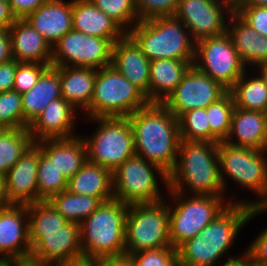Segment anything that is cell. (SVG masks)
<instances>
[{"instance_id":"9f6ffc18","label":"cell","mask_w":267,"mask_h":266,"mask_svg":"<svg viewBox=\"0 0 267 266\" xmlns=\"http://www.w3.org/2000/svg\"><path fill=\"white\" fill-rule=\"evenodd\" d=\"M0 266H17L14 262H11L9 260H2L0 262Z\"/></svg>"},{"instance_id":"83f0119b","label":"cell","mask_w":267,"mask_h":266,"mask_svg":"<svg viewBox=\"0 0 267 266\" xmlns=\"http://www.w3.org/2000/svg\"><path fill=\"white\" fill-rule=\"evenodd\" d=\"M194 60L159 59L150 61L149 103H163L193 65Z\"/></svg>"},{"instance_id":"b9f144b4","label":"cell","mask_w":267,"mask_h":266,"mask_svg":"<svg viewBox=\"0 0 267 266\" xmlns=\"http://www.w3.org/2000/svg\"><path fill=\"white\" fill-rule=\"evenodd\" d=\"M52 65L18 62L13 90L23 94L32 89L41 75Z\"/></svg>"},{"instance_id":"d6986e66","label":"cell","mask_w":267,"mask_h":266,"mask_svg":"<svg viewBox=\"0 0 267 266\" xmlns=\"http://www.w3.org/2000/svg\"><path fill=\"white\" fill-rule=\"evenodd\" d=\"M39 147L33 143L15 165L5 173L10 205L28 206L38 201Z\"/></svg>"},{"instance_id":"8992f818","label":"cell","mask_w":267,"mask_h":266,"mask_svg":"<svg viewBox=\"0 0 267 266\" xmlns=\"http://www.w3.org/2000/svg\"><path fill=\"white\" fill-rule=\"evenodd\" d=\"M166 192L170 243L176 250L231 204L226 196L181 194L170 189Z\"/></svg>"},{"instance_id":"e0dca14e","label":"cell","mask_w":267,"mask_h":266,"mask_svg":"<svg viewBox=\"0 0 267 266\" xmlns=\"http://www.w3.org/2000/svg\"><path fill=\"white\" fill-rule=\"evenodd\" d=\"M28 211L25 205L0 209V256L17 266H27L31 255Z\"/></svg>"},{"instance_id":"c3c4849f","label":"cell","mask_w":267,"mask_h":266,"mask_svg":"<svg viewBox=\"0 0 267 266\" xmlns=\"http://www.w3.org/2000/svg\"><path fill=\"white\" fill-rule=\"evenodd\" d=\"M13 59L9 29L0 28V64Z\"/></svg>"},{"instance_id":"4dcf8cb0","label":"cell","mask_w":267,"mask_h":266,"mask_svg":"<svg viewBox=\"0 0 267 266\" xmlns=\"http://www.w3.org/2000/svg\"><path fill=\"white\" fill-rule=\"evenodd\" d=\"M230 92L235 107L267 113V86L253 69H247Z\"/></svg>"},{"instance_id":"ac0fdd59","label":"cell","mask_w":267,"mask_h":266,"mask_svg":"<svg viewBox=\"0 0 267 266\" xmlns=\"http://www.w3.org/2000/svg\"><path fill=\"white\" fill-rule=\"evenodd\" d=\"M79 113L62 97L52 101L28 128L33 142L79 135Z\"/></svg>"},{"instance_id":"d4e9b609","label":"cell","mask_w":267,"mask_h":266,"mask_svg":"<svg viewBox=\"0 0 267 266\" xmlns=\"http://www.w3.org/2000/svg\"><path fill=\"white\" fill-rule=\"evenodd\" d=\"M73 29L108 39L112 44L127 33L90 0H72Z\"/></svg>"},{"instance_id":"d590c367","label":"cell","mask_w":267,"mask_h":266,"mask_svg":"<svg viewBox=\"0 0 267 266\" xmlns=\"http://www.w3.org/2000/svg\"><path fill=\"white\" fill-rule=\"evenodd\" d=\"M29 231L60 230L68 221L48 200L34 202L27 206Z\"/></svg>"},{"instance_id":"484cf974","label":"cell","mask_w":267,"mask_h":266,"mask_svg":"<svg viewBox=\"0 0 267 266\" xmlns=\"http://www.w3.org/2000/svg\"><path fill=\"white\" fill-rule=\"evenodd\" d=\"M227 34L247 69L267 62V37L251 28L235 12L229 19Z\"/></svg>"},{"instance_id":"d6a6232c","label":"cell","mask_w":267,"mask_h":266,"mask_svg":"<svg viewBox=\"0 0 267 266\" xmlns=\"http://www.w3.org/2000/svg\"><path fill=\"white\" fill-rule=\"evenodd\" d=\"M29 129L4 128L0 130V173L11 169L33 144Z\"/></svg>"},{"instance_id":"9a60e30c","label":"cell","mask_w":267,"mask_h":266,"mask_svg":"<svg viewBox=\"0 0 267 266\" xmlns=\"http://www.w3.org/2000/svg\"><path fill=\"white\" fill-rule=\"evenodd\" d=\"M235 7L226 0H179L175 16L197 42L227 32Z\"/></svg>"},{"instance_id":"f1b7e54d","label":"cell","mask_w":267,"mask_h":266,"mask_svg":"<svg viewBox=\"0 0 267 266\" xmlns=\"http://www.w3.org/2000/svg\"><path fill=\"white\" fill-rule=\"evenodd\" d=\"M97 69L59 66L61 94L81 115L88 109L93 94Z\"/></svg>"},{"instance_id":"603a6c76","label":"cell","mask_w":267,"mask_h":266,"mask_svg":"<svg viewBox=\"0 0 267 266\" xmlns=\"http://www.w3.org/2000/svg\"><path fill=\"white\" fill-rule=\"evenodd\" d=\"M9 32L13 58L17 62L51 65L52 47L25 19H16Z\"/></svg>"},{"instance_id":"681fc988","label":"cell","mask_w":267,"mask_h":266,"mask_svg":"<svg viewBox=\"0 0 267 266\" xmlns=\"http://www.w3.org/2000/svg\"><path fill=\"white\" fill-rule=\"evenodd\" d=\"M16 21L8 2L0 1V28L9 29Z\"/></svg>"},{"instance_id":"f546056e","label":"cell","mask_w":267,"mask_h":266,"mask_svg":"<svg viewBox=\"0 0 267 266\" xmlns=\"http://www.w3.org/2000/svg\"><path fill=\"white\" fill-rule=\"evenodd\" d=\"M112 172L99 164L86 161L67 181V190L77 195L99 198L102 202L114 199Z\"/></svg>"},{"instance_id":"4fadbf2b","label":"cell","mask_w":267,"mask_h":266,"mask_svg":"<svg viewBox=\"0 0 267 266\" xmlns=\"http://www.w3.org/2000/svg\"><path fill=\"white\" fill-rule=\"evenodd\" d=\"M112 43L108 39L72 29L52 46V66L99 69L111 64Z\"/></svg>"},{"instance_id":"e575fe53","label":"cell","mask_w":267,"mask_h":266,"mask_svg":"<svg viewBox=\"0 0 267 266\" xmlns=\"http://www.w3.org/2000/svg\"><path fill=\"white\" fill-rule=\"evenodd\" d=\"M38 201L49 200L53 195L67 190V180L39 149Z\"/></svg>"},{"instance_id":"30bf717a","label":"cell","mask_w":267,"mask_h":266,"mask_svg":"<svg viewBox=\"0 0 267 266\" xmlns=\"http://www.w3.org/2000/svg\"><path fill=\"white\" fill-rule=\"evenodd\" d=\"M148 103L146 96L110 64L97 69L94 94L82 117H129Z\"/></svg>"},{"instance_id":"60d3db41","label":"cell","mask_w":267,"mask_h":266,"mask_svg":"<svg viewBox=\"0 0 267 266\" xmlns=\"http://www.w3.org/2000/svg\"><path fill=\"white\" fill-rule=\"evenodd\" d=\"M179 0H136L139 21L175 16Z\"/></svg>"},{"instance_id":"11a10c76","label":"cell","mask_w":267,"mask_h":266,"mask_svg":"<svg viewBox=\"0 0 267 266\" xmlns=\"http://www.w3.org/2000/svg\"><path fill=\"white\" fill-rule=\"evenodd\" d=\"M237 5H252L259 7H267V0H243Z\"/></svg>"},{"instance_id":"db71d44e","label":"cell","mask_w":267,"mask_h":266,"mask_svg":"<svg viewBox=\"0 0 267 266\" xmlns=\"http://www.w3.org/2000/svg\"><path fill=\"white\" fill-rule=\"evenodd\" d=\"M253 69H255L254 71L261 77L267 86V62L261 63Z\"/></svg>"},{"instance_id":"f35d334b","label":"cell","mask_w":267,"mask_h":266,"mask_svg":"<svg viewBox=\"0 0 267 266\" xmlns=\"http://www.w3.org/2000/svg\"><path fill=\"white\" fill-rule=\"evenodd\" d=\"M0 128H23L22 94L16 90L0 93Z\"/></svg>"},{"instance_id":"74e56055","label":"cell","mask_w":267,"mask_h":266,"mask_svg":"<svg viewBox=\"0 0 267 266\" xmlns=\"http://www.w3.org/2000/svg\"><path fill=\"white\" fill-rule=\"evenodd\" d=\"M90 1L114 20L126 33L139 21L136 12V0Z\"/></svg>"},{"instance_id":"ee69618b","label":"cell","mask_w":267,"mask_h":266,"mask_svg":"<svg viewBox=\"0 0 267 266\" xmlns=\"http://www.w3.org/2000/svg\"><path fill=\"white\" fill-rule=\"evenodd\" d=\"M245 248V253L256 266L267 265V226Z\"/></svg>"},{"instance_id":"7bdbcfd3","label":"cell","mask_w":267,"mask_h":266,"mask_svg":"<svg viewBox=\"0 0 267 266\" xmlns=\"http://www.w3.org/2000/svg\"><path fill=\"white\" fill-rule=\"evenodd\" d=\"M235 13L260 35L267 37V7L236 5Z\"/></svg>"},{"instance_id":"4316f807","label":"cell","mask_w":267,"mask_h":266,"mask_svg":"<svg viewBox=\"0 0 267 266\" xmlns=\"http://www.w3.org/2000/svg\"><path fill=\"white\" fill-rule=\"evenodd\" d=\"M61 97L59 66H50L35 86L22 94L23 129H28L52 101Z\"/></svg>"},{"instance_id":"9c48e42d","label":"cell","mask_w":267,"mask_h":266,"mask_svg":"<svg viewBox=\"0 0 267 266\" xmlns=\"http://www.w3.org/2000/svg\"><path fill=\"white\" fill-rule=\"evenodd\" d=\"M112 178L114 199L127 205L161 202L167 194L161 189H169L168 174L158 165L137 155L113 171Z\"/></svg>"},{"instance_id":"ffe728a7","label":"cell","mask_w":267,"mask_h":266,"mask_svg":"<svg viewBox=\"0 0 267 266\" xmlns=\"http://www.w3.org/2000/svg\"><path fill=\"white\" fill-rule=\"evenodd\" d=\"M111 65L136 86L148 100L150 60L128 34L113 43Z\"/></svg>"},{"instance_id":"1f68e13d","label":"cell","mask_w":267,"mask_h":266,"mask_svg":"<svg viewBox=\"0 0 267 266\" xmlns=\"http://www.w3.org/2000/svg\"><path fill=\"white\" fill-rule=\"evenodd\" d=\"M48 201L68 222L79 225L103 203L97 197L77 195L68 190L53 195Z\"/></svg>"},{"instance_id":"ab89813d","label":"cell","mask_w":267,"mask_h":266,"mask_svg":"<svg viewBox=\"0 0 267 266\" xmlns=\"http://www.w3.org/2000/svg\"><path fill=\"white\" fill-rule=\"evenodd\" d=\"M131 257L135 266H179L178 253L173 247L144 250Z\"/></svg>"},{"instance_id":"3957f363","label":"cell","mask_w":267,"mask_h":266,"mask_svg":"<svg viewBox=\"0 0 267 266\" xmlns=\"http://www.w3.org/2000/svg\"><path fill=\"white\" fill-rule=\"evenodd\" d=\"M219 143L180 140L168 188L181 194L226 196L220 177Z\"/></svg>"},{"instance_id":"7a4b0ae2","label":"cell","mask_w":267,"mask_h":266,"mask_svg":"<svg viewBox=\"0 0 267 266\" xmlns=\"http://www.w3.org/2000/svg\"><path fill=\"white\" fill-rule=\"evenodd\" d=\"M128 119L136 155L169 174L176 165L181 140L178 119L162 103H148Z\"/></svg>"},{"instance_id":"8fae6325","label":"cell","mask_w":267,"mask_h":266,"mask_svg":"<svg viewBox=\"0 0 267 266\" xmlns=\"http://www.w3.org/2000/svg\"><path fill=\"white\" fill-rule=\"evenodd\" d=\"M172 247L169 205L165 199L152 204L129 205L125 228V253Z\"/></svg>"},{"instance_id":"816d5d0a","label":"cell","mask_w":267,"mask_h":266,"mask_svg":"<svg viewBox=\"0 0 267 266\" xmlns=\"http://www.w3.org/2000/svg\"><path fill=\"white\" fill-rule=\"evenodd\" d=\"M240 251V254H237L238 257L225 261L218 266H256L250 259V257L245 253V249Z\"/></svg>"},{"instance_id":"2e32d148","label":"cell","mask_w":267,"mask_h":266,"mask_svg":"<svg viewBox=\"0 0 267 266\" xmlns=\"http://www.w3.org/2000/svg\"><path fill=\"white\" fill-rule=\"evenodd\" d=\"M228 90L192 65L175 91L162 103L178 119L186 111L206 108Z\"/></svg>"},{"instance_id":"6da1fadb","label":"cell","mask_w":267,"mask_h":266,"mask_svg":"<svg viewBox=\"0 0 267 266\" xmlns=\"http://www.w3.org/2000/svg\"><path fill=\"white\" fill-rule=\"evenodd\" d=\"M264 212L267 208L231 203L194 238L177 249L179 266H218L238 257L232 253L226 255L239 239L243 227Z\"/></svg>"},{"instance_id":"8d00e7d4","label":"cell","mask_w":267,"mask_h":266,"mask_svg":"<svg viewBox=\"0 0 267 266\" xmlns=\"http://www.w3.org/2000/svg\"><path fill=\"white\" fill-rule=\"evenodd\" d=\"M181 140L211 142V131L205 108L186 111L179 118Z\"/></svg>"},{"instance_id":"5bb4252c","label":"cell","mask_w":267,"mask_h":266,"mask_svg":"<svg viewBox=\"0 0 267 266\" xmlns=\"http://www.w3.org/2000/svg\"><path fill=\"white\" fill-rule=\"evenodd\" d=\"M31 255L27 266H56L83 255L80 225L68 222L60 230L29 231Z\"/></svg>"},{"instance_id":"5b68a950","label":"cell","mask_w":267,"mask_h":266,"mask_svg":"<svg viewBox=\"0 0 267 266\" xmlns=\"http://www.w3.org/2000/svg\"><path fill=\"white\" fill-rule=\"evenodd\" d=\"M150 60H194L196 41L176 16L138 21L127 33Z\"/></svg>"},{"instance_id":"bcb514c9","label":"cell","mask_w":267,"mask_h":266,"mask_svg":"<svg viewBox=\"0 0 267 266\" xmlns=\"http://www.w3.org/2000/svg\"><path fill=\"white\" fill-rule=\"evenodd\" d=\"M17 64L15 59L0 64V93L13 90Z\"/></svg>"},{"instance_id":"f6af8a7d","label":"cell","mask_w":267,"mask_h":266,"mask_svg":"<svg viewBox=\"0 0 267 266\" xmlns=\"http://www.w3.org/2000/svg\"><path fill=\"white\" fill-rule=\"evenodd\" d=\"M47 0H10L9 5L16 19H25Z\"/></svg>"},{"instance_id":"7402d4cb","label":"cell","mask_w":267,"mask_h":266,"mask_svg":"<svg viewBox=\"0 0 267 266\" xmlns=\"http://www.w3.org/2000/svg\"><path fill=\"white\" fill-rule=\"evenodd\" d=\"M68 181L87 161V148L79 134L71 138L44 139L35 143Z\"/></svg>"},{"instance_id":"7c38bea8","label":"cell","mask_w":267,"mask_h":266,"mask_svg":"<svg viewBox=\"0 0 267 266\" xmlns=\"http://www.w3.org/2000/svg\"><path fill=\"white\" fill-rule=\"evenodd\" d=\"M193 65L228 91L247 70L227 32L197 41Z\"/></svg>"},{"instance_id":"7dc6e473","label":"cell","mask_w":267,"mask_h":266,"mask_svg":"<svg viewBox=\"0 0 267 266\" xmlns=\"http://www.w3.org/2000/svg\"><path fill=\"white\" fill-rule=\"evenodd\" d=\"M95 266H135L131 255H109L95 257Z\"/></svg>"},{"instance_id":"cb8c5ba5","label":"cell","mask_w":267,"mask_h":266,"mask_svg":"<svg viewBox=\"0 0 267 266\" xmlns=\"http://www.w3.org/2000/svg\"><path fill=\"white\" fill-rule=\"evenodd\" d=\"M225 142L235 147L267 150V113L235 107Z\"/></svg>"},{"instance_id":"f5cc1de1","label":"cell","mask_w":267,"mask_h":266,"mask_svg":"<svg viewBox=\"0 0 267 266\" xmlns=\"http://www.w3.org/2000/svg\"><path fill=\"white\" fill-rule=\"evenodd\" d=\"M6 189L5 174L0 173V208L9 206Z\"/></svg>"},{"instance_id":"836d02e7","label":"cell","mask_w":267,"mask_h":266,"mask_svg":"<svg viewBox=\"0 0 267 266\" xmlns=\"http://www.w3.org/2000/svg\"><path fill=\"white\" fill-rule=\"evenodd\" d=\"M205 109L211 131V142H225L231 130L232 115L235 109L232 93L228 91L223 97L211 103Z\"/></svg>"},{"instance_id":"6f0895ef","label":"cell","mask_w":267,"mask_h":266,"mask_svg":"<svg viewBox=\"0 0 267 266\" xmlns=\"http://www.w3.org/2000/svg\"><path fill=\"white\" fill-rule=\"evenodd\" d=\"M226 1L230 2L235 7L238 3L242 2L243 0H226Z\"/></svg>"},{"instance_id":"f907efd6","label":"cell","mask_w":267,"mask_h":266,"mask_svg":"<svg viewBox=\"0 0 267 266\" xmlns=\"http://www.w3.org/2000/svg\"><path fill=\"white\" fill-rule=\"evenodd\" d=\"M56 266H95V257L81 255L75 258H70Z\"/></svg>"},{"instance_id":"52a82bcc","label":"cell","mask_w":267,"mask_h":266,"mask_svg":"<svg viewBox=\"0 0 267 266\" xmlns=\"http://www.w3.org/2000/svg\"><path fill=\"white\" fill-rule=\"evenodd\" d=\"M129 205L111 199L103 202L80 224L82 253L99 257L125 253V228Z\"/></svg>"},{"instance_id":"44dd1931","label":"cell","mask_w":267,"mask_h":266,"mask_svg":"<svg viewBox=\"0 0 267 266\" xmlns=\"http://www.w3.org/2000/svg\"><path fill=\"white\" fill-rule=\"evenodd\" d=\"M25 20L54 46L73 29L72 0H47Z\"/></svg>"},{"instance_id":"277c9868","label":"cell","mask_w":267,"mask_h":266,"mask_svg":"<svg viewBox=\"0 0 267 266\" xmlns=\"http://www.w3.org/2000/svg\"><path fill=\"white\" fill-rule=\"evenodd\" d=\"M218 158L220 177L228 201L234 204H246L253 208H267V150L235 147L220 142ZM230 181L234 182L237 189L242 187L253 193L255 198L243 199L239 193L236 196V189L230 187ZM228 192L230 197L227 195Z\"/></svg>"},{"instance_id":"ba28073f","label":"cell","mask_w":267,"mask_h":266,"mask_svg":"<svg viewBox=\"0 0 267 266\" xmlns=\"http://www.w3.org/2000/svg\"><path fill=\"white\" fill-rule=\"evenodd\" d=\"M96 126L83 137L87 160L115 171L127 159L136 155L134 135L128 117H93L83 119Z\"/></svg>"}]
</instances>
